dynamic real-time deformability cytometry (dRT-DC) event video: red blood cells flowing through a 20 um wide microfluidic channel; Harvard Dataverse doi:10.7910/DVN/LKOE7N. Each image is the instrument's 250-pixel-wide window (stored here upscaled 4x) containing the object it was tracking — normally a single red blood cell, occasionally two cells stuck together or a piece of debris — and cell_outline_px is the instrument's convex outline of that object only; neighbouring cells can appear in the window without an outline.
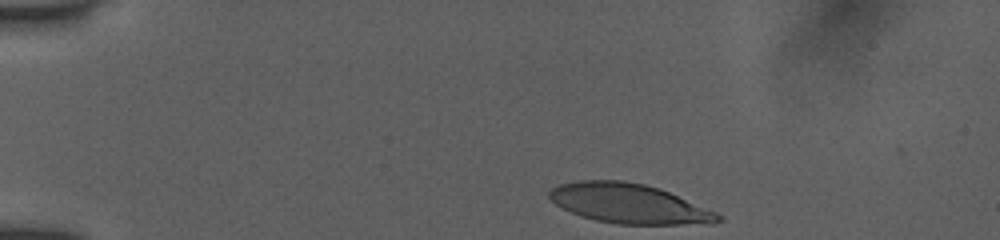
{"species": "human", "species_latin": "Homo sapiens", "temperature_condition": "room temperature", "stored_images_in_passage": 6, "camera_frame_rate_fps": 3000, "um_per_image_px": 0.085, "donor": {"sex": "female"}, "frame": {"image": 1, "passage_image": 1, "time_ms": 0.0, "image_size_px": [1000, 240], "cell_outline_px": [[724, 220], [712, 224], [616, 224], [596, 220], [580, 216], [556, 204], [548, 196], [548, 192], [552, 188], [560, 184], [580, 180], [624, 180], [644, 184], [660, 188], [716, 212], [724, 216]], "centroid_in_image_um": [53.5, 17.3], "position_along_channel_um": 31.5, "area_um2": 39.02}}
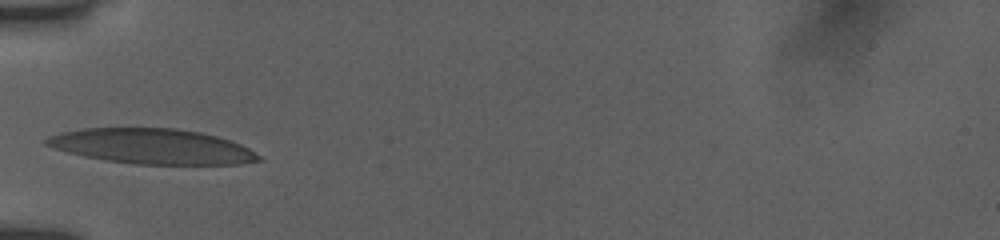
{"frame": {"image": 2, "passage_image": 5, "time_ms": 1.333, "image_size_px": [1000, 240], "cell_outline_px": [[260, 160], [236, 164], [136, 164], [104, 160], [84, 156], [52, 148], [44, 144], [44, 140], [48, 136], [60, 132], [84, 128], [176, 128], [200, 132], [232, 140], [248, 148], [260, 156]], "centroid_in_image_um": [12.88, 12.43], "position_along_channel_um": 72.1, "area_um2": 43.41}}